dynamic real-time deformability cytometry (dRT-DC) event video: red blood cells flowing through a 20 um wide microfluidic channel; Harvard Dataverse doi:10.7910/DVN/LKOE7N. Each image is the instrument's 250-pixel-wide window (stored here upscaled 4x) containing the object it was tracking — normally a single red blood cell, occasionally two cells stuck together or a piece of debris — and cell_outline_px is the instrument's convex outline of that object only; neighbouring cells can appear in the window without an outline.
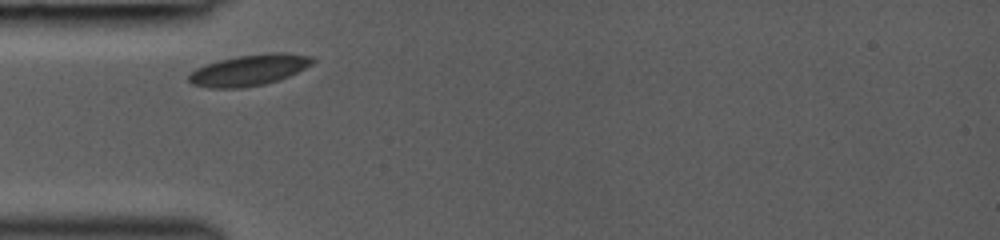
{"species": "common noctule bat (a hibernating species)", "species_latin": "Nyctalus noctula", "temperature_condition": "room temperature", "stored_images_in_passage": 21, "camera_frame_rate_fps": 3000, "um_per_image_px": 0.085, "animal": {"sex": "female", "body_mass_g": 19.0, "forearm_length_mm": 53.3}, "frame": {"image": 1, "passage_image": 1, "time_ms": 0.0, "image_size_px": [1000, 240], "cell_outline_px": [[316, 60], [312, 64], [288, 76], [264, 84], [244, 88], [208, 88], [192, 84], [188, 80], [188, 76], [196, 68], [204, 64], [236, 56], [268, 52], [284, 52], [312, 56]], "centroid_in_image_um": [21.16, 5.95], "position_along_channel_um": 63.8, "area_um2": 22.48}}
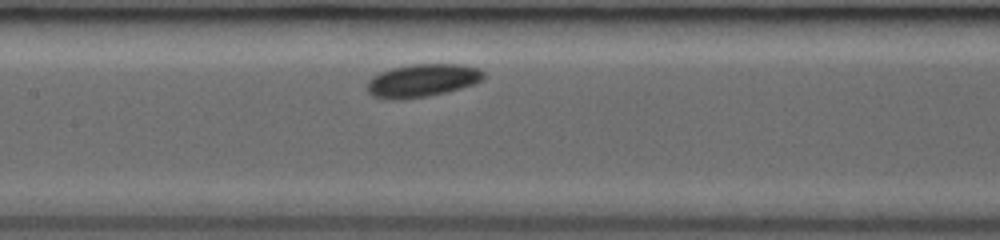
{"frame": {"image": 2, "passage_image": 10, "time_ms": 2.667, "image_size_px": [1000, 240], "cell_outline_px": [[484, 80], [460, 88], [444, 92], [404, 100], [388, 100], [372, 96], [368, 92], [368, 80], [372, 76], [380, 72], [392, 68], [412, 64], [464, 64], [480, 68], [484, 72]], "centroid_in_image_um": [35.89, 6.84], "position_along_channel_um": 171.5, "area_um2": 22.48}}
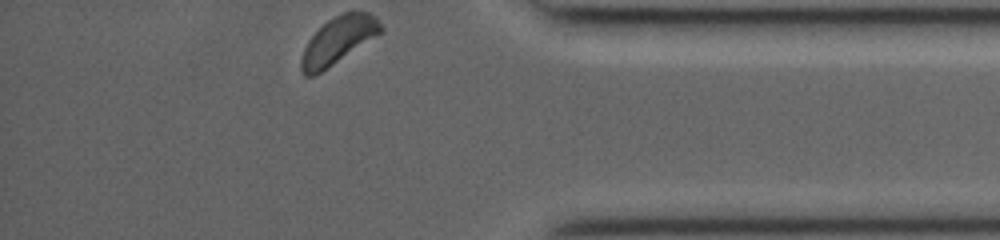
{"frame": {"image": 3, "passage_image": 21, "time_ms": 8.667, "image_size_px": [1000, 240], "cell_outline_px": [[384, 28], [380, 32], [320, 72], [312, 76], [304, 76], [300, 68], [300, 60], [304, 48], [308, 40], [328, 20], [344, 12], [372, 12], [376, 16]], "centroid_in_image_um": [28.72, 3.41], "position_along_channel_um": 406.5, "area_um2": 21.04}}